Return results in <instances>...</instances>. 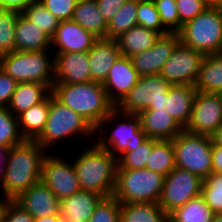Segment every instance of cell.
<instances>
[{"instance_id":"6da1fadb","label":"cell","mask_w":222,"mask_h":222,"mask_svg":"<svg viewBox=\"0 0 222 222\" xmlns=\"http://www.w3.org/2000/svg\"><path fill=\"white\" fill-rule=\"evenodd\" d=\"M48 151L35 140L9 148L4 178L1 183L3 197L14 201L23 192L41 180L42 163Z\"/></svg>"},{"instance_id":"7a4b0ae2","label":"cell","mask_w":222,"mask_h":222,"mask_svg":"<svg viewBox=\"0 0 222 222\" xmlns=\"http://www.w3.org/2000/svg\"><path fill=\"white\" fill-rule=\"evenodd\" d=\"M73 159V167L81 190L92 191L103 197L113 196L118 158L96 143Z\"/></svg>"},{"instance_id":"3957f363","label":"cell","mask_w":222,"mask_h":222,"mask_svg":"<svg viewBox=\"0 0 222 222\" xmlns=\"http://www.w3.org/2000/svg\"><path fill=\"white\" fill-rule=\"evenodd\" d=\"M51 93L86 119L94 129L116 107L100 82L53 84Z\"/></svg>"},{"instance_id":"277c9868","label":"cell","mask_w":222,"mask_h":222,"mask_svg":"<svg viewBox=\"0 0 222 222\" xmlns=\"http://www.w3.org/2000/svg\"><path fill=\"white\" fill-rule=\"evenodd\" d=\"M121 119L118 121V119ZM123 119V121H122ZM115 121V122H114ZM117 121V122H116ZM108 123L115 124L108 135ZM101 134H99V132ZM97 139L95 143L110 152L114 157H119L125 151H132V148L140 146L148 136L141 128V118L139 114L123 113L115 107L95 128ZM106 134V135H104Z\"/></svg>"},{"instance_id":"5b68a950","label":"cell","mask_w":222,"mask_h":222,"mask_svg":"<svg viewBox=\"0 0 222 222\" xmlns=\"http://www.w3.org/2000/svg\"><path fill=\"white\" fill-rule=\"evenodd\" d=\"M50 50L14 51L0 56V69L17 83H40L52 90L54 84V56ZM52 58V59H51Z\"/></svg>"},{"instance_id":"8992f818","label":"cell","mask_w":222,"mask_h":222,"mask_svg":"<svg viewBox=\"0 0 222 222\" xmlns=\"http://www.w3.org/2000/svg\"><path fill=\"white\" fill-rule=\"evenodd\" d=\"M94 133L95 129L86 119L59 102L52 93L49 94L47 122L44 130L35 139L43 149L49 152L54 144L62 142L63 139L77 134L90 138L96 135Z\"/></svg>"},{"instance_id":"52a82bcc","label":"cell","mask_w":222,"mask_h":222,"mask_svg":"<svg viewBox=\"0 0 222 222\" xmlns=\"http://www.w3.org/2000/svg\"><path fill=\"white\" fill-rule=\"evenodd\" d=\"M180 42L204 55L222 53V7L209 6L178 32Z\"/></svg>"},{"instance_id":"ba28073f","label":"cell","mask_w":222,"mask_h":222,"mask_svg":"<svg viewBox=\"0 0 222 222\" xmlns=\"http://www.w3.org/2000/svg\"><path fill=\"white\" fill-rule=\"evenodd\" d=\"M165 176L149 169H117L113 197L120 203H158Z\"/></svg>"},{"instance_id":"9c48e42d","label":"cell","mask_w":222,"mask_h":222,"mask_svg":"<svg viewBox=\"0 0 222 222\" xmlns=\"http://www.w3.org/2000/svg\"><path fill=\"white\" fill-rule=\"evenodd\" d=\"M175 166L205 179L212 172L210 136L193 134L185 129L173 140Z\"/></svg>"},{"instance_id":"30bf717a","label":"cell","mask_w":222,"mask_h":222,"mask_svg":"<svg viewBox=\"0 0 222 222\" xmlns=\"http://www.w3.org/2000/svg\"><path fill=\"white\" fill-rule=\"evenodd\" d=\"M171 86L161 74L141 76L116 107L123 113L133 114H139L145 109H165Z\"/></svg>"},{"instance_id":"8fae6325","label":"cell","mask_w":222,"mask_h":222,"mask_svg":"<svg viewBox=\"0 0 222 222\" xmlns=\"http://www.w3.org/2000/svg\"><path fill=\"white\" fill-rule=\"evenodd\" d=\"M203 179L188 170L175 167L165 177L158 204L169 215L189 200L201 195Z\"/></svg>"},{"instance_id":"7c38bea8","label":"cell","mask_w":222,"mask_h":222,"mask_svg":"<svg viewBox=\"0 0 222 222\" xmlns=\"http://www.w3.org/2000/svg\"><path fill=\"white\" fill-rule=\"evenodd\" d=\"M205 55L179 42L160 74L171 85H193Z\"/></svg>"},{"instance_id":"4fadbf2b","label":"cell","mask_w":222,"mask_h":222,"mask_svg":"<svg viewBox=\"0 0 222 222\" xmlns=\"http://www.w3.org/2000/svg\"><path fill=\"white\" fill-rule=\"evenodd\" d=\"M222 124V94L196 92L192 114L185 130L211 136Z\"/></svg>"},{"instance_id":"5bb4252c","label":"cell","mask_w":222,"mask_h":222,"mask_svg":"<svg viewBox=\"0 0 222 222\" xmlns=\"http://www.w3.org/2000/svg\"><path fill=\"white\" fill-rule=\"evenodd\" d=\"M49 153L42 163L41 181L53 191L59 200L80 191L73 163L67 162L68 160L60 157V155L57 157L55 153L54 155Z\"/></svg>"},{"instance_id":"9a60e30c","label":"cell","mask_w":222,"mask_h":222,"mask_svg":"<svg viewBox=\"0 0 222 222\" xmlns=\"http://www.w3.org/2000/svg\"><path fill=\"white\" fill-rule=\"evenodd\" d=\"M179 42L178 33L160 35L148 50L131 56L133 67L138 75L141 77L160 74L164 64Z\"/></svg>"},{"instance_id":"2e32d148","label":"cell","mask_w":222,"mask_h":222,"mask_svg":"<svg viewBox=\"0 0 222 222\" xmlns=\"http://www.w3.org/2000/svg\"><path fill=\"white\" fill-rule=\"evenodd\" d=\"M140 76L134 69L131 58L120 55L102 83L109 100L117 106L137 84Z\"/></svg>"},{"instance_id":"e0dca14e","label":"cell","mask_w":222,"mask_h":222,"mask_svg":"<svg viewBox=\"0 0 222 222\" xmlns=\"http://www.w3.org/2000/svg\"><path fill=\"white\" fill-rule=\"evenodd\" d=\"M54 84L91 82L88 52L56 53Z\"/></svg>"},{"instance_id":"ac0fdd59","label":"cell","mask_w":222,"mask_h":222,"mask_svg":"<svg viewBox=\"0 0 222 222\" xmlns=\"http://www.w3.org/2000/svg\"><path fill=\"white\" fill-rule=\"evenodd\" d=\"M97 39L73 20L60 21L51 38V48L52 52L55 49V53L88 52Z\"/></svg>"},{"instance_id":"d6986e66","label":"cell","mask_w":222,"mask_h":222,"mask_svg":"<svg viewBox=\"0 0 222 222\" xmlns=\"http://www.w3.org/2000/svg\"><path fill=\"white\" fill-rule=\"evenodd\" d=\"M14 201L34 219L59 215V198L41 180Z\"/></svg>"},{"instance_id":"ffe728a7","label":"cell","mask_w":222,"mask_h":222,"mask_svg":"<svg viewBox=\"0 0 222 222\" xmlns=\"http://www.w3.org/2000/svg\"><path fill=\"white\" fill-rule=\"evenodd\" d=\"M120 55L116 39H97L88 51L91 81L103 83Z\"/></svg>"},{"instance_id":"44dd1931","label":"cell","mask_w":222,"mask_h":222,"mask_svg":"<svg viewBox=\"0 0 222 222\" xmlns=\"http://www.w3.org/2000/svg\"><path fill=\"white\" fill-rule=\"evenodd\" d=\"M141 128L156 140H173L184 129L165 109H145L139 113Z\"/></svg>"},{"instance_id":"7402d4cb","label":"cell","mask_w":222,"mask_h":222,"mask_svg":"<svg viewBox=\"0 0 222 222\" xmlns=\"http://www.w3.org/2000/svg\"><path fill=\"white\" fill-rule=\"evenodd\" d=\"M102 198L98 193L80 190L60 200L59 214L69 221L88 222Z\"/></svg>"},{"instance_id":"603a6c76","label":"cell","mask_w":222,"mask_h":222,"mask_svg":"<svg viewBox=\"0 0 222 222\" xmlns=\"http://www.w3.org/2000/svg\"><path fill=\"white\" fill-rule=\"evenodd\" d=\"M196 92L193 85H172L168 91L165 110L183 129L190 121Z\"/></svg>"},{"instance_id":"cb8c5ba5","label":"cell","mask_w":222,"mask_h":222,"mask_svg":"<svg viewBox=\"0 0 222 222\" xmlns=\"http://www.w3.org/2000/svg\"><path fill=\"white\" fill-rule=\"evenodd\" d=\"M15 39L16 51L35 52L51 49V38L22 13L18 16Z\"/></svg>"},{"instance_id":"d4e9b609","label":"cell","mask_w":222,"mask_h":222,"mask_svg":"<svg viewBox=\"0 0 222 222\" xmlns=\"http://www.w3.org/2000/svg\"><path fill=\"white\" fill-rule=\"evenodd\" d=\"M194 87L198 92L222 94V53L205 55Z\"/></svg>"},{"instance_id":"484cf974","label":"cell","mask_w":222,"mask_h":222,"mask_svg":"<svg viewBox=\"0 0 222 222\" xmlns=\"http://www.w3.org/2000/svg\"><path fill=\"white\" fill-rule=\"evenodd\" d=\"M160 34L143 26H133L116 38L121 55L131 57L148 50L154 45Z\"/></svg>"},{"instance_id":"4316f807","label":"cell","mask_w":222,"mask_h":222,"mask_svg":"<svg viewBox=\"0 0 222 222\" xmlns=\"http://www.w3.org/2000/svg\"><path fill=\"white\" fill-rule=\"evenodd\" d=\"M72 20L98 39L107 38V23L98 10L96 0H78Z\"/></svg>"},{"instance_id":"83f0119b","label":"cell","mask_w":222,"mask_h":222,"mask_svg":"<svg viewBox=\"0 0 222 222\" xmlns=\"http://www.w3.org/2000/svg\"><path fill=\"white\" fill-rule=\"evenodd\" d=\"M50 93L51 90L44 84L18 83L7 107L18 117L28 108L42 102Z\"/></svg>"},{"instance_id":"f1b7e54d","label":"cell","mask_w":222,"mask_h":222,"mask_svg":"<svg viewBox=\"0 0 222 222\" xmlns=\"http://www.w3.org/2000/svg\"><path fill=\"white\" fill-rule=\"evenodd\" d=\"M120 222H169L158 203H120Z\"/></svg>"},{"instance_id":"f546056e","label":"cell","mask_w":222,"mask_h":222,"mask_svg":"<svg viewBox=\"0 0 222 222\" xmlns=\"http://www.w3.org/2000/svg\"><path fill=\"white\" fill-rule=\"evenodd\" d=\"M49 112V95L39 104L18 116L21 135L25 140H35L44 130Z\"/></svg>"},{"instance_id":"4dcf8cb0","label":"cell","mask_w":222,"mask_h":222,"mask_svg":"<svg viewBox=\"0 0 222 222\" xmlns=\"http://www.w3.org/2000/svg\"><path fill=\"white\" fill-rule=\"evenodd\" d=\"M175 167L173 141L153 139V147L146 163V169L166 177Z\"/></svg>"},{"instance_id":"1f68e13d","label":"cell","mask_w":222,"mask_h":222,"mask_svg":"<svg viewBox=\"0 0 222 222\" xmlns=\"http://www.w3.org/2000/svg\"><path fill=\"white\" fill-rule=\"evenodd\" d=\"M213 215L199 195L170 213L168 220L169 222H211Z\"/></svg>"},{"instance_id":"d6a6232c","label":"cell","mask_w":222,"mask_h":222,"mask_svg":"<svg viewBox=\"0 0 222 222\" xmlns=\"http://www.w3.org/2000/svg\"><path fill=\"white\" fill-rule=\"evenodd\" d=\"M138 0H127L120 10L107 24V39H116L122 33L127 32L137 21Z\"/></svg>"},{"instance_id":"836d02e7","label":"cell","mask_w":222,"mask_h":222,"mask_svg":"<svg viewBox=\"0 0 222 222\" xmlns=\"http://www.w3.org/2000/svg\"><path fill=\"white\" fill-rule=\"evenodd\" d=\"M21 13L50 38L54 36L60 24V21L39 0H32Z\"/></svg>"},{"instance_id":"e575fe53","label":"cell","mask_w":222,"mask_h":222,"mask_svg":"<svg viewBox=\"0 0 222 222\" xmlns=\"http://www.w3.org/2000/svg\"><path fill=\"white\" fill-rule=\"evenodd\" d=\"M20 13L0 8V56L16 51L15 29Z\"/></svg>"},{"instance_id":"d590c367","label":"cell","mask_w":222,"mask_h":222,"mask_svg":"<svg viewBox=\"0 0 222 222\" xmlns=\"http://www.w3.org/2000/svg\"><path fill=\"white\" fill-rule=\"evenodd\" d=\"M24 141L25 138L19 129L18 117L8 107H0V146L11 148Z\"/></svg>"},{"instance_id":"8d00e7d4","label":"cell","mask_w":222,"mask_h":222,"mask_svg":"<svg viewBox=\"0 0 222 222\" xmlns=\"http://www.w3.org/2000/svg\"><path fill=\"white\" fill-rule=\"evenodd\" d=\"M201 196L213 214L222 213V174L211 172L203 180Z\"/></svg>"},{"instance_id":"74e56055","label":"cell","mask_w":222,"mask_h":222,"mask_svg":"<svg viewBox=\"0 0 222 222\" xmlns=\"http://www.w3.org/2000/svg\"><path fill=\"white\" fill-rule=\"evenodd\" d=\"M153 147V138L146 139L140 146L125 151L118 157V169H144Z\"/></svg>"},{"instance_id":"f35d334b","label":"cell","mask_w":222,"mask_h":222,"mask_svg":"<svg viewBox=\"0 0 222 222\" xmlns=\"http://www.w3.org/2000/svg\"><path fill=\"white\" fill-rule=\"evenodd\" d=\"M137 21L138 25L156 31L160 35L169 33L161 23L159 13L153 0H138Z\"/></svg>"},{"instance_id":"ab89813d","label":"cell","mask_w":222,"mask_h":222,"mask_svg":"<svg viewBox=\"0 0 222 222\" xmlns=\"http://www.w3.org/2000/svg\"><path fill=\"white\" fill-rule=\"evenodd\" d=\"M88 222H120V202L113 196L103 197Z\"/></svg>"},{"instance_id":"60d3db41","label":"cell","mask_w":222,"mask_h":222,"mask_svg":"<svg viewBox=\"0 0 222 222\" xmlns=\"http://www.w3.org/2000/svg\"><path fill=\"white\" fill-rule=\"evenodd\" d=\"M161 23L169 33L179 32V16L176 0H153Z\"/></svg>"},{"instance_id":"b9f144b4","label":"cell","mask_w":222,"mask_h":222,"mask_svg":"<svg viewBox=\"0 0 222 222\" xmlns=\"http://www.w3.org/2000/svg\"><path fill=\"white\" fill-rule=\"evenodd\" d=\"M179 16V31L188 21L193 20L209 6L204 0H176Z\"/></svg>"},{"instance_id":"7bdbcfd3","label":"cell","mask_w":222,"mask_h":222,"mask_svg":"<svg viewBox=\"0 0 222 222\" xmlns=\"http://www.w3.org/2000/svg\"><path fill=\"white\" fill-rule=\"evenodd\" d=\"M59 21L72 20L78 0H39Z\"/></svg>"},{"instance_id":"ee69618b","label":"cell","mask_w":222,"mask_h":222,"mask_svg":"<svg viewBox=\"0 0 222 222\" xmlns=\"http://www.w3.org/2000/svg\"><path fill=\"white\" fill-rule=\"evenodd\" d=\"M17 82L0 69V107H7L17 87Z\"/></svg>"},{"instance_id":"f6af8a7d","label":"cell","mask_w":222,"mask_h":222,"mask_svg":"<svg viewBox=\"0 0 222 222\" xmlns=\"http://www.w3.org/2000/svg\"><path fill=\"white\" fill-rule=\"evenodd\" d=\"M3 222H34V218L15 201H10L5 210Z\"/></svg>"},{"instance_id":"bcb514c9","label":"cell","mask_w":222,"mask_h":222,"mask_svg":"<svg viewBox=\"0 0 222 222\" xmlns=\"http://www.w3.org/2000/svg\"><path fill=\"white\" fill-rule=\"evenodd\" d=\"M127 0H96L98 10L108 24Z\"/></svg>"},{"instance_id":"7dc6e473","label":"cell","mask_w":222,"mask_h":222,"mask_svg":"<svg viewBox=\"0 0 222 222\" xmlns=\"http://www.w3.org/2000/svg\"><path fill=\"white\" fill-rule=\"evenodd\" d=\"M32 0H0V8L22 12Z\"/></svg>"},{"instance_id":"c3c4849f","label":"cell","mask_w":222,"mask_h":222,"mask_svg":"<svg viewBox=\"0 0 222 222\" xmlns=\"http://www.w3.org/2000/svg\"><path fill=\"white\" fill-rule=\"evenodd\" d=\"M212 172L222 174V146L212 145Z\"/></svg>"},{"instance_id":"681fc988","label":"cell","mask_w":222,"mask_h":222,"mask_svg":"<svg viewBox=\"0 0 222 222\" xmlns=\"http://www.w3.org/2000/svg\"><path fill=\"white\" fill-rule=\"evenodd\" d=\"M9 148H4L0 146V181L2 183L6 167V158Z\"/></svg>"},{"instance_id":"f907efd6","label":"cell","mask_w":222,"mask_h":222,"mask_svg":"<svg viewBox=\"0 0 222 222\" xmlns=\"http://www.w3.org/2000/svg\"><path fill=\"white\" fill-rule=\"evenodd\" d=\"M34 222H69V220L62 215L45 216L39 219H34Z\"/></svg>"},{"instance_id":"816d5d0a","label":"cell","mask_w":222,"mask_h":222,"mask_svg":"<svg viewBox=\"0 0 222 222\" xmlns=\"http://www.w3.org/2000/svg\"><path fill=\"white\" fill-rule=\"evenodd\" d=\"M212 145L222 146V124L218 129L210 136Z\"/></svg>"},{"instance_id":"f5cc1de1","label":"cell","mask_w":222,"mask_h":222,"mask_svg":"<svg viewBox=\"0 0 222 222\" xmlns=\"http://www.w3.org/2000/svg\"><path fill=\"white\" fill-rule=\"evenodd\" d=\"M10 201L9 199L0 197V222H3L4 213Z\"/></svg>"},{"instance_id":"db71d44e","label":"cell","mask_w":222,"mask_h":222,"mask_svg":"<svg viewBox=\"0 0 222 222\" xmlns=\"http://www.w3.org/2000/svg\"><path fill=\"white\" fill-rule=\"evenodd\" d=\"M208 6L222 7V0H204Z\"/></svg>"},{"instance_id":"11a10c76","label":"cell","mask_w":222,"mask_h":222,"mask_svg":"<svg viewBox=\"0 0 222 222\" xmlns=\"http://www.w3.org/2000/svg\"><path fill=\"white\" fill-rule=\"evenodd\" d=\"M211 222H222V213L221 214H214Z\"/></svg>"}]
</instances>
